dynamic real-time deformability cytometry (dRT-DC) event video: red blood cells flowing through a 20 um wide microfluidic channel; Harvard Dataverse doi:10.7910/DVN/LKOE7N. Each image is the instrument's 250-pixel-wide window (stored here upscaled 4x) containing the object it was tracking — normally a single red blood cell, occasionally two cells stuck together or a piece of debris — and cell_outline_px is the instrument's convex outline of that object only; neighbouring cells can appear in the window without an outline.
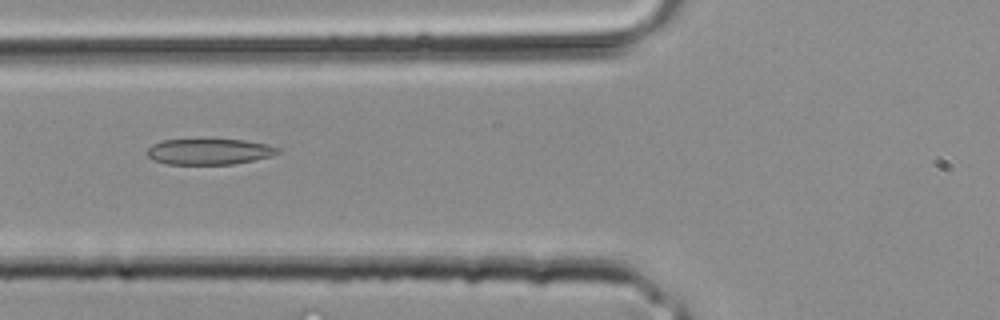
{"species": "common noctule bat (a hibernating species)", "species_latin": "Nyctalus noctula", "temperature_condition": "room temperature", "stored_images_in_passage": 23, "camera_frame_rate_fps": 3000, "um_per_image_px": 0.085, "animal": {"sex": "male", "body_mass_g": 20.4}, "frame": {"image": 1, "passage_image": 3, "time_ms": 0.667, "image_size_px": [1000, 320], "cell_outline_px": [[280, 152], [272, 156], [232, 164], [168, 164], [152, 160], [148, 156], [148, 148], [152, 144], [160, 140], [244, 140], [268, 144], [280, 148]], "centroid_in_image_um": [17.79, 12.89], "position_along_channel_um": 108.0, "area_um2": 19.59}}
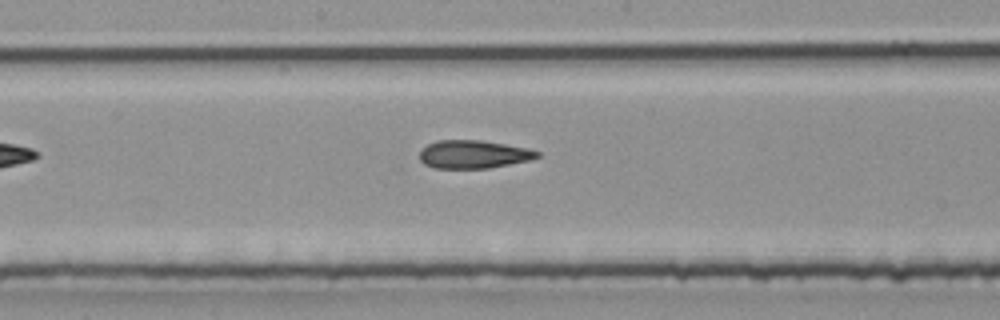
{"frame": {"image": 2, "passage_image": 8, "time_ms": 2.333, "image_size_px": [1000, 320], "cell_outline_px": [[540, 156], [532, 160], [488, 168], [436, 168], [424, 164], [420, 160], [420, 148], [436, 140], [484, 140], [528, 148], [540, 152]], "centroid_in_image_um": [40.25, 13.11], "position_along_channel_um": 207.9, "area_um2": 19.48}}
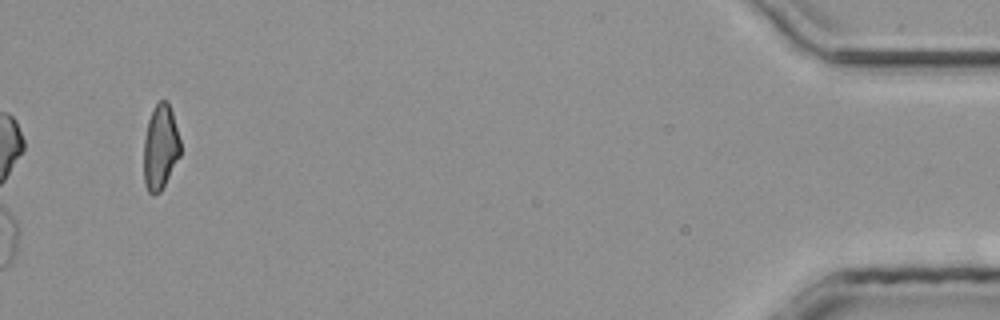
{"frame": {"image": 3, "passage_image": 23, "time_ms": 7.333, "image_size_px": [1000, 320], "cell_outline_px": [[180, 156], [160, 192], [156, 196], [152, 196], [148, 192], [144, 184], [144, 140], [148, 120], [156, 104], [160, 100], [164, 100], [168, 104], [172, 112], [180, 140]], "centroid_in_image_um": [13.62, 12.57], "position_along_channel_um": 421.6, "area_um2": 18.03}}